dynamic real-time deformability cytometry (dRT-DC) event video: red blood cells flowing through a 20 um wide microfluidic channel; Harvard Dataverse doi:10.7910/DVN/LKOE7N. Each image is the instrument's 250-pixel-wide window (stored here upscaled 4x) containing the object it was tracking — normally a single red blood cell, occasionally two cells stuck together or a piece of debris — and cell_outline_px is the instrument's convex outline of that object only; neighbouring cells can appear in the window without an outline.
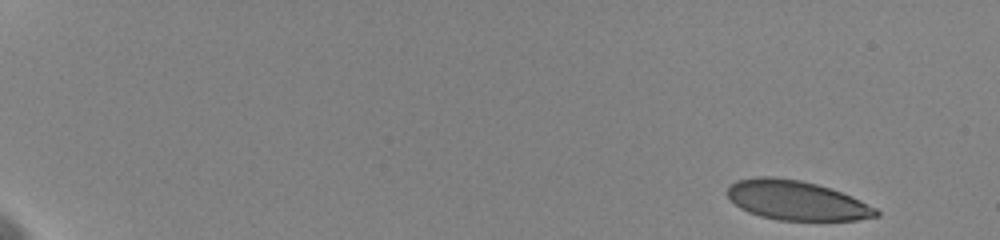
{"species": "human", "species_latin": "Homo sapiens", "temperature_condition": "cold", "stored_images_in_passage": 13, "camera_frame_rate_fps": 3000, "um_per_image_px": 0.085, "donor": {"sex": "female"}, "frame": {"image": 1, "passage_image": 1, "time_ms": 0.0, "image_size_px": [1000, 240], "cell_outline_px": [[880, 216], [856, 220], [776, 220], [760, 216], [748, 212], [740, 208], [728, 196], [728, 188], [736, 180], [756, 176], [776, 176], [800, 180], [816, 184], [852, 196], [876, 208], [880, 212]], "centroid_in_image_um": [67.7, 17.03], "position_along_channel_um": 17.3, "area_um2": 34.16}}
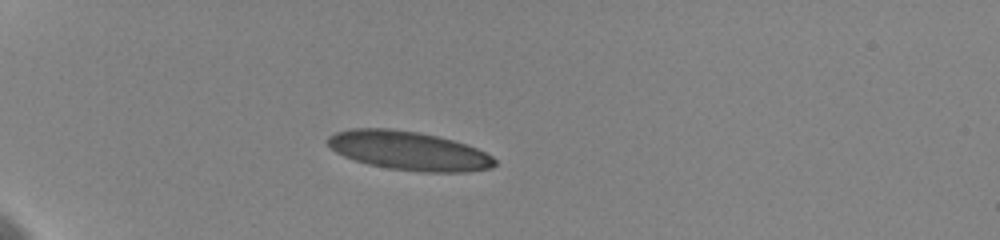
{"frame": {"image": 2, "passage_image": 9, "time_ms": 4.667, "image_size_px": [1000, 240], "cell_outline_px": [[496, 164], [492, 168], [468, 172], [420, 172], [388, 168], [368, 164], [344, 156], [336, 152], [328, 144], [328, 136], [336, 132], [352, 128], [388, 128], [416, 132], [436, 136], [452, 140], [476, 148], [492, 156], [496, 160]], "centroid_in_image_um": [34.75, 12.82], "position_along_channel_um": 50.3, "area_um2": 37.63}}